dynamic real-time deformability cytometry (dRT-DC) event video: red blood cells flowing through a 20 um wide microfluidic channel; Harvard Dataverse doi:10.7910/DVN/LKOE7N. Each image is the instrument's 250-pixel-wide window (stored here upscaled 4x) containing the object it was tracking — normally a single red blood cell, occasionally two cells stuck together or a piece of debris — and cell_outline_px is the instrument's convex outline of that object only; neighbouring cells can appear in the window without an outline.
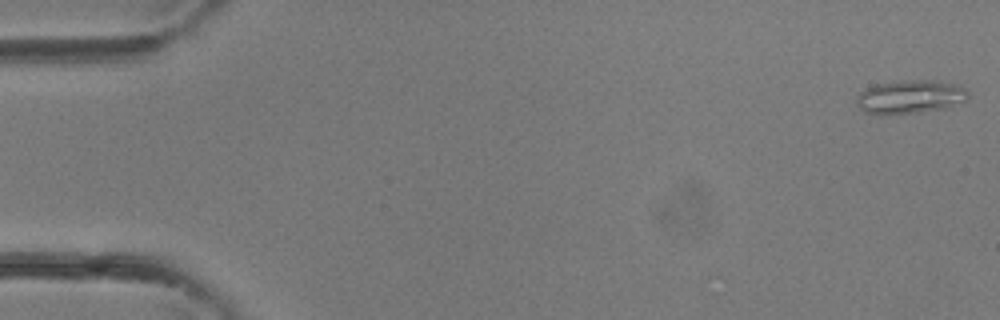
{"species": "common noctule bat (a hibernating species)", "species_latin": "Nyctalus noctula", "temperature_condition": "room temperature", "stored_images_in_passage": 37, "camera_frame_rate_fps": 3000, "um_per_image_px": 0.085, "animal": {"sex": "female"}, "frame": {"image": 1, "passage_image": 1, "time_ms": 0.0, "image_size_px": [1000, 320], "cell_outline_px": [[968, 96], [964, 100], [944, 108], [920, 112], [880, 116], [864, 112], [856, 104], [856, 96], [860, 92], [876, 84], [900, 80], [940, 80], [956, 84], [964, 88], [968, 92]], "centroid_in_image_um": [77.31, 8.23], "position_along_channel_um": 7.7, "area_um2": 22.02}}
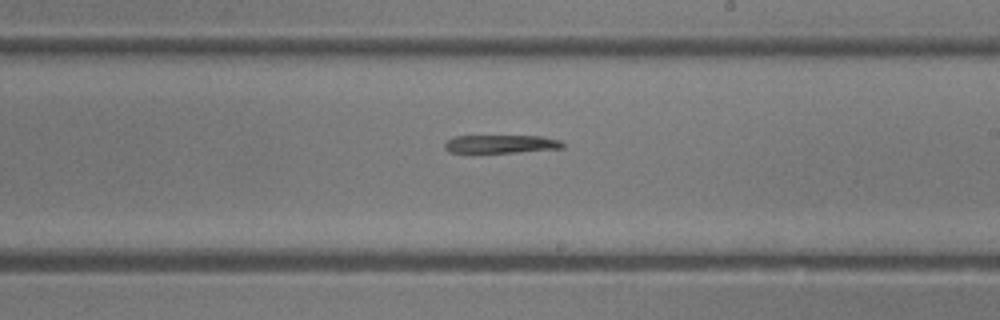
{"frame": {"image": 2, "passage_image": 22, "time_ms": 7.0, "image_size_px": [1000, 320], "cell_outline_px": [[564, 148], [516, 152], [448, 152], [444, 148], [444, 144], [448, 140], [456, 136], [540, 136], [560, 140], [564, 144]], "centroid_in_image_um": [42.6, 12.24], "position_along_channel_um": 246.4, "area_um2": 12.37}}
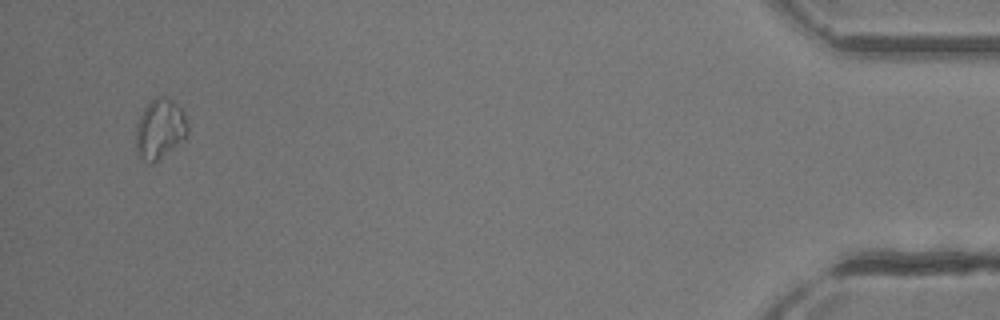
{"frame": {"image": 3, "passage_image": 36, "time_ms": 11.667, "image_size_px": [1000, 320], "cell_outline_px": [[188, 136], [184, 140], [152, 164], [148, 164], [136, 152], [136, 124], [144, 108], [156, 96], [164, 96], [172, 100], [184, 112], [188, 124]], "centroid_in_image_um": [13.6, 10.97], "position_along_channel_um": 421.6, "area_um2": 18.21}}